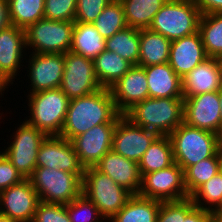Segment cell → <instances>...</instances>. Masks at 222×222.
<instances>
[{
    "mask_svg": "<svg viewBox=\"0 0 222 222\" xmlns=\"http://www.w3.org/2000/svg\"><path fill=\"white\" fill-rule=\"evenodd\" d=\"M120 115L110 89L102 88L70 100L60 136L72 141L94 126L116 124Z\"/></svg>",
    "mask_w": 222,
    "mask_h": 222,
    "instance_id": "1",
    "label": "cell"
},
{
    "mask_svg": "<svg viewBox=\"0 0 222 222\" xmlns=\"http://www.w3.org/2000/svg\"><path fill=\"white\" fill-rule=\"evenodd\" d=\"M124 115L140 127L168 136L184 122V98H147Z\"/></svg>",
    "mask_w": 222,
    "mask_h": 222,
    "instance_id": "2",
    "label": "cell"
},
{
    "mask_svg": "<svg viewBox=\"0 0 222 222\" xmlns=\"http://www.w3.org/2000/svg\"><path fill=\"white\" fill-rule=\"evenodd\" d=\"M172 143L174 162L183 171L188 167L213 157L222 148V137L210 131L179 125L169 135Z\"/></svg>",
    "mask_w": 222,
    "mask_h": 222,
    "instance_id": "3",
    "label": "cell"
},
{
    "mask_svg": "<svg viewBox=\"0 0 222 222\" xmlns=\"http://www.w3.org/2000/svg\"><path fill=\"white\" fill-rule=\"evenodd\" d=\"M26 122L46 136H60L70 99L60 89H49L28 94Z\"/></svg>",
    "mask_w": 222,
    "mask_h": 222,
    "instance_id": "4",
    "label": "cell"
},
{
    "mask_svg": "<svg viewBox=\"0 0 222 222\" xmlns=\"http://www.w3.org/2000/svg\"><path fill=\"white\" fill-rule=\"evenodd\" d=\"M200 17L193 0H167L149 29L174 41L198 32Z\"/></svg>",
    "mask_w": 222,
    "mask_h": 222,
    "instance_id": "5",
    "label": "cell"
},
{
    "mask_svg": "<svg viewBox=\"0 0 222 222\" xmlns=\"http://www.w3.org/2000/svg\"><path fill=\"white\" fill-rule=\"evenodd\" d=\"M82 193L94 203L106 222L124 207L132 195L95 167L85 168Z\"/></svg>",
    "mask_w": 222,
    "mask_h": 222,
    "instance_id": "6",
    "label": "cell"
},
{
    "mask_svg": "<svg viewBox=\"0 0 222 222\" xmlns=\"http://www.w3.org/2000/svg\"><path fill=\"white\" fill-rule=\"evenodd\" d=\"M83 174L35 168L29 179L40 201L66 205L82 193Z\"/></svg>",
    "mask_w": 222,
    "mask_h": 222,
    "instance_id": "7",
    "label": "cell"
},
{
    "mask_svg": "<svg viewBox=\"0 0 222 222\" xmlns=\"http://www.w3.org/2000/svg\"><path fill=\"white\" fill-rule=\"evenodd\" d=\"M74 21L40 19L25 29L29 53L65 54L71 50Z\"/></svg>",
    "mask_w": 222,
    "mask_h": 222,
    "instance_id": "8",
    "label": "cell"
},
{
    "mask_svg": "<svg viewBox=\"0 0 222 222\" xmlns=\"http://www.w3.org/2000/svg\"><path fill=\"white\" fill-rule=\"evenodd\" d=\"M15 127L16 131L10 138L12 141L8 147L1 151L18 170L24 179H29L36 168V160L41 142L46 135L36 127L23 121Z\"/></svg>",
    "mask_w": 222,
    "mask_h": 222,
    "instance_id": "9",
    "label": "cell"
},
{
    "mask_svg": "<svg viewBox=\"0 0 222 222\" xmlns=\"http://www.w3.org/2000/svg\"><path fill=\"white\" fill-rule=\"evenodd\" d=\"M60 89L70 100L102 89L94 73L93 60L71 51L65 53Z\"/></svg>",
    "mask_w": 222,
    "mask_h": 222,
    "instance_id": "10",
    "label": "cell"
},
{
    "mask_svg": "<svg viewBox=\"0 0 222 222\" xmlns=\"http://www.w3.org/2000/svg\"><path fill=\"white\" fill-rule=\"evenodd\" d=\"M139 195L161 202L190 197L184 185L183 169L174 163L168 168L145 174L142 177Z\"/></svg>",
    "mask_w": 222,
    "mask_h": 222,
    "instance_id": "11",
    "label": "cell"
},
{
    "mask_svg": "<svg viewBox=\"0 0 222 222\" xmlns=\"http://www.w3.org/2000/svg\"><path fill=\"white\" fill-rule=\"evenodd\" d=\"M160 135L134 124L124 114L118 117L112 138V150L124 158L139 162Z\"/></svg>",
    "mask_w": 222,
    "mask_h": 222,
    "instance_id": "12",
    "label": "cell"
},
{
    "mask_svg": "<svg viewBox=\"0 0 222 222\" xmlns=\"http://www.w3.org/2000/svg\"><path fill=\"white\" fill-rule=\"evenodd\" d=\"M25 59L29 73L28 94L60 88L64 72V54L31 53ZM28 60V61H27ZM30 79V80H29Z\"/></svg>",
    "mask_w": 222,
    "mask_h": 222,
    "instance_id": "13",
    "label": "cell"
},
{
    "mask_svg": "<svg viewBox=\"0 0 222 222\" xmlns=\"http://www.w3.org/2000/svg\"><path fill=\"white\" fill-rule=\"evenodd\" d=\"M184 123L222 137L219 90L185 98Z\"/></svg>",
    "mask_w": 222,
    "mask_h": 222,
    "instance_id": "14",
    "label": "cell"
},
{
    "mask_svg": "<svg viewBox=\"0 0 222 222\" xmlns=\"http://www.w3.org/2000/svg\"><path fill=\"white\" fill-rule=\"evenodd\" d=\"M36 168L60 169L69 173H84L71 141L61 136H46L38 150Z\"/></svg>",
    "mask_w": 222,
    "mask_h": 222,
    "instance_id": "15",
    "label": "cell"
},
{
    "mask_svg": "<svg viewBox=\"0 0 222 222\" xmlns=\"http://www.w3.org/2000/svg\"><path fill=\"white\" fill-rule=\"evenodd\" d=\"M39 201L30 179H24L0 192V214L17 222H32Z\"/></svg>",
    "mask_w": 222,
    "mask_h": 222,
    "instance_id": "16",
    "label": "cell"
},
{
    "mask_svg": "<svg viewBox=\"0 0 222 222\" xmlns=\"http://www.w3.org/2000/svg\"><path fill=\"white\" fill-rule=\"evenodd\" d=\"M116 124H101L76 136L71 142L84 168L94 167L112 148Z\"/></svg>",
    "mask_w": 222,
    "mask_h": 222,
    "instance_id": "17",
    "label": "cell"
},
{
    "mask_svg": "<svg viewBox=\"0 0 222 222\" xmlns=\"http://www.w3.org/2000/svg\"><path fill=\"white\" fill-rule=\"evenodd\" d=\"M109 89L117 111L125 114L135 104L149 98L145 69L138 65L132 66Z\"/></svg>",
    "mask_w": 222,
    "mask_h": 222,
    "instance_id": "18",
    "label": "cell"
},
{
    "mask_svg": "<svg viewBox=\"0 0 222 222\" xmlns=\"http://www.w3.org/2000/svg\"><path fill=\"white\" fill-rule=\"evenodd\" d=\"M25 50V29L10 25L0 31V72L11 85L15 79L18 80L19 70L25 66L22 64L27 55Z\"/></svg>",
    "mask_w": 222,
    "mask_h": 222,
    "instance_id": "19",
    "label": "cell"
},
{
    "mask_svg": "<svg viewBox=\"0 0 222 222\" xmlns=\"http://www.w3.org/2000/svg\"><path fill=\"white\" fill-rule=\"evenodd\" d=\"M94 167L131 194H139L142 176L137 162L124 158L111 149Z\"/></svg>",
    "mask_w": 222,
    "mask_h": 222,
    "instance_id": "20",
    "label": "cell"
},
{
    "mask_svg": "<svg viewBox=\"0 0 222 222\" xmlns=\"http://www.w3.org/2000/svg\"><path fill=\"white\" fill-rule=\"evenodd\" d=\"M182 79L183 98L218 91L222 87V60L207 57Z\"/></svg>",
    "mask_w": 222,
    "mask_h": 222,
    "instance_id": "21",
    "label": "cell"
},
{
    "mask_svg": "<svg viewBox=\"0 0 222 222\" xmlns=\"http://www.w3.org/2000/svg\"><path fill=\"white\" fill-rule=\"evenodd\" d=\"M200 32L171 41L168 63L183 78L207 58Z\"/></svg>",
    "mask_w": 222,
    "mask_h": 222,
    "instance_id": "22",
    "label": "cell"
},
{
    "mask_svg": "<svg viewBox=\"0 0 222 222\" xmlns=\"http://www.w3.org/2000/svg\"><path fill=\"white\" fill-rule=\"evenodd\" d=\"M143 68L146 72L149 98H183L182 79L169 63Z\"/></svg>",
    "mask_w": 222,
    "mask_h": 222,
    "instance_id": "23",
    "label": "cell"
},
{
    "mask_svg": "<svg viewBox=\"0 0 222 222\" xmlns=\"http://www.w3.org/2000/svg\"><path fill=\"white\" fill-rule=\"evenodd\" d=\"M171 41L148 29H140L138 66L168 63Z\"/></svg>",
    "mask_w": 222,
    "mask_h": 222,
    "instance_id": "24",
    "label": "cell"
},
{
    "mask_svg": "<svg viewBox=\"0 0 222 222\" xmlns=\"http://www.w3.org/2000/svg\"><path fill=\"white\" fill-rule=\"evenodd\" d=\"M161 201L132 194L108 222H157Z\"/></svg>",
    "mask_w": 222,
    "mask_h": 222,
    "instance_id": "25",
    "label": "cell"
},
{
    "mask_svg": "<svg viewBox=\"0 0 222 222\" xmlns=\"http://www.w3.org/2000/svg\"><path fill=\"white\" fill-rule=\"evenodd\" d=\"M105 50V38L92 23L74 22L71 52L94 60Z\"/></svg>",
    "mask_w": 222,
    "mask_h": 222,
    "instance_id": "26",
    "label": "cell"
},
{
    "mask_svg": "<svg viewBox=\"0 0 222 222\" xmlns=\"http://www.w3.org/2000/svg\"><path fill=\"white\" fill-rule=\"evenodd\" d=\"M93 63L94 73L102 88H110L133 66L117 53L106 49L93 60Z\"/></svg>",
    "mask_w": 222,
    "mask_h": 222,
    "instance_id": "27",
    "label": "cell"
},
{
    "mask_svg": "<svg viewBox=\"0 0 222 222\" xmlns=\"http://www.w3.org/2000/svg\"><path fill=\"white\" fill-rule=\"evenodd\" d=\"M173 148L169 136H159L138 162L141 176L168 168L174 164Z\"/></svg>",
    "mask_w": 222,
    "mask_h": 222,
    "instance_id": "28",
    "label": "cell"
},
{
    "mask_svg": "<svg viewBox=\"0 0 222 222\" xmlns=\"http://www.w3.org/2000/svg\"><path fill=\"white\" fill-rule=\"evenodd\" d=\"M128 27L148 29L167 0H120Z\"/></svg>",
    "mask_w": 222,
    "mask_h": 222,
    "instance_id": "29",
    "label": "cell"
},
{
    "mask_svg": "<svg viewBox=\"0 0 222 222\" xmlns=\"http://www.w3.org/2000/svg\"><path fill=\"white\" fill-rule=\"evenodd\" d=\"M140 29L126 27L105 39V49L115 52L133 66L138 65Z\"/></svg>",
    "mask_w": 222,
    "mask_h": 222,
    "instance_id": "30",
    "label": "cell"
},
{
    "mask_svg": "<svg viewBox=\"0 0 222 222\" xmlns=\"http://www.w3.org/2000/svg\"><path fill=\"white\" fill-rule=\"evenodd\" d=\"M198 31L207 56L222 60V13L201 15Z\"/></svg>",
    "mask_w": 222,
    "mask_h": 222,
    "instance_id": "31",
    "label": "cell"
},
{
    "mask_svg": "<svg viewBox=\"0 0 222 222\" xmlns=\"http://www.w3.org/2000/svg\"><path fill=\"white\" fill-rule=\"evenodd\" d=\"M221 160L222 148L213 157L204 159L184 171V185L189 196L220 172Z\"/></svg>",
    "mask_w": 222,
    "mask_h": 222,
    "instance_id": "32",
    "label": "cell"
},
{
    "mask_svg": "<svg viewBox=\"0 0 222 222\" xmlns=\"http://www.w3.org/2000/svg\"><path fill=\"white\" fill-rule=\"evenodd\" d=\"M9 19L13 26L26 29L44 18L45 0H7Z\"/></svg>",
    "mask_w": 222,
    "mask_h": 222,
    "instance_id": "33",
    "label": "cell"
},
{
    "mask_svg": "<svg viewBox=\"0 0 222 222\" xmlns=\"http://www.w3.org/2000/svg\"><path fill=\"white\" fill-rule=\"evenodd\" d=\"M105 39L127 27L123 5L120 0H112L92 23Z\"/></svg>",
    "mask_w": 222,
    "mask_h": 222,
    "instance_id": "34",
    "label": "cell"
},
{
    "mask_svg": "<svg viewBox=\"0 0 222 222\" xmlns=\"http://www.w3.org/2000/svg\"><path fill=\"white\" fill-rule=\"evenodd\" d=\"M194 205L209 211L222 207V176L220 173L205 182L191 196Z\"/></svg>",
    "mask_w": 222,
    "mask_h": 222,
    "instance_id": "35",
    "label": "cell"
},
{
    "mask_svg": "<svg viewBox=\"0 0 222 222\" xmlns=\"http://www.w3.org/2000/svg\"><path fill=\"white\" fill-rule=\"evenodd\" d=\"M66 209L71 222H106L94 203L83 193L66 204Z\"/></svg>",
    "mask_w": 222,
    "mask_h": 222,
    "instance_id": "36",
    "label": "cell"
},
{
    "mask_svg": "<svg viewBox=\"0 0 222 222\" xmlns=\"http://www.w3.org/2000/svg\"><path fill=\"white\" fill-rule=\"evenodd\" d=\"M195 207L191 197L178 201H163L157 216V222H183L185 216Z\"/></svg>",
    "mask_w": 222,
    "mask_h": 222,
    "instance_id": "37",
    "label": "cell"
},
{
    "mask_svg": "<svg viewBox=\"0 0 222 222\" xmlns=\"http://www.w3.org/2000/svg\"><path fill=\"white\" fill-rule=\"evenodd\" d=\"M77 0H45L44 18L57 21H74Z\"/></svg>",
    "mask_w": 222,
    "mask_h": 222,
    "instance_id": "38",
    "label": "cell"
},
{
    "mask_svg": "<svg viewBox=\"0 0 222 222\" xmlns=\"http://www.w3.org/2000/svg\"><path fill=\"white\" fill-rule=\"evenodd\" d=\"M32 222H71L66 205L39 201Z\"/></svg>",
    "mask_w": 222,
    "mask_h": 222,
    "instance_id": "39",
    "label": "cell"
},
{
    "mask_svg": "<svg viewBox=\"0 0 222 222\" xmlns=\"http://www.w3.org/2000/svg\"><path fill=\"white\" fill-rule=\"evenodd\" d=\"M112 0H77L74 22L93 23Z\"/></svg>",
    "mask_w": 222,
    "mask_h": 222,
    "instance_id": "40",
    "label": "cell"
},
{
    "mask_svg": "<svg viewBox=\"0 0 222 222\" xmlns=\"http://www.w3.org/2000/svg\"><path fill=\"white\" fill-rule=\"evenodd\" d=\"M24 178L12 165L11 161L0 151V192L20 183Z\"/></svg>",
    "mask_w": 222,
    "mask_h": 222,
    "instance_id": "41",
    "label": "cell"
},
{
    "mask_svg": "<svg viewBox=\"0 0 222 222\" xmlns=\"http://www.w3.org/2000/svg\"><path fill=\"white\" fill-rule=\"evenodd\" d=\"M183 222H214L212 211L194 207Z\"/></svg>",
    "mask_w": 222,
    "mask_h": 222,
    "instance_id": "42",
    "label": "cell"
},
{
    "mask_svg": "<svg viewBox=\"0 0 222 222\" xmlns=\"http://www.w3.org/2000/svg\"><path fill=\"white\" fill-rule=\"evenodd\" d=\"M199 8L201 15L209 13H222V0H193Z\"/></svg>",
    "mask_w": 222,
    "mask_h": 222,
    "instance_id": "43",
    "label": "cell"
},
{
    "mask_svg": "<svg viewBox=\"0 0 222 222\" xmlns=\"http://www.w3.org/2000/svg\"><path fill=\"white\" fill-rule=\"evenodd\" d=\"M10 25L8 1L0 0V31L8 28Z\"/></svg>",
    "mask_w": 222,
    "mask_h": 222,
    "instance_id": "44",
    "label": "cell"
},
{
    "mask_svg": "<svg viewBox=\"0 0 222 222\" xmlns=\"http://www.w3.org/2000/svg\"><path fill=\"white\" fill-rule=\"evenodd\" d=\"M10 84L11 83L0 72V98L2 96H4L5 92H3V91H6L9 88L8 86H11ZM0 107H2V106H0Z\"/></svg>",
    "mask_w": 222,
    "mask_h": 222,
    "instance_id": "45",
    "label": "cell"
},
{
    "mask_svg": "<svg viewBox=\"0 0 222 222\" xmlns=\"http://www.w3.org/2000/svg\"><path fill=\"white\" fill-rule=\"evenodd\" d=\"M212 213L214 222H222V207L215 209Z\"/></svg>",
    "mask_w": 222,
    "mask_h": 222,
    "instance_id": "46",
    "label": "cell"
},
{
    "mask_svg": "<svg viewBox=\"0 0 222 222\" xmlns=\"http://www.w3.org/2000/svg\"><path fill=\"white\" fill-rule=\"evenodd\" d=\"M220 117L222 125V87L219 89Z\"/></svg>",
    "mask_w": 222,
    "mask_h": 222,
    "instance_id": "47",
    "label": "cell"
},
{
    "mask_svg": "<svg viewBox=\"0 0 222 222\" xmlns=\"http://www.w3.org/2000/svg\"><path fill=\"white\" fill-rule=\"evenodd\" d=\"M0 222H17V221L9 218L8 216L0 214Z\"/></svg>",
    "mask_w": 222,
    "mask_h": 222,
    "instance_id": "48",
    "label": "cell"
},
{
    "mask_svg": "<svg viewBox=\"0 0 222 222\" xmlns=\"http://www.w3.org/2000/svg\"><path fill=\"white\" fill-rule=\"evenodd\" d=\"M222 176V160H221V167H220V172H219Z\"/></svg>",
    "mask_w": 222,
    "mask_h": 222,
    "instance_id": "49",
    "label": "cell"
}]
</instances>
